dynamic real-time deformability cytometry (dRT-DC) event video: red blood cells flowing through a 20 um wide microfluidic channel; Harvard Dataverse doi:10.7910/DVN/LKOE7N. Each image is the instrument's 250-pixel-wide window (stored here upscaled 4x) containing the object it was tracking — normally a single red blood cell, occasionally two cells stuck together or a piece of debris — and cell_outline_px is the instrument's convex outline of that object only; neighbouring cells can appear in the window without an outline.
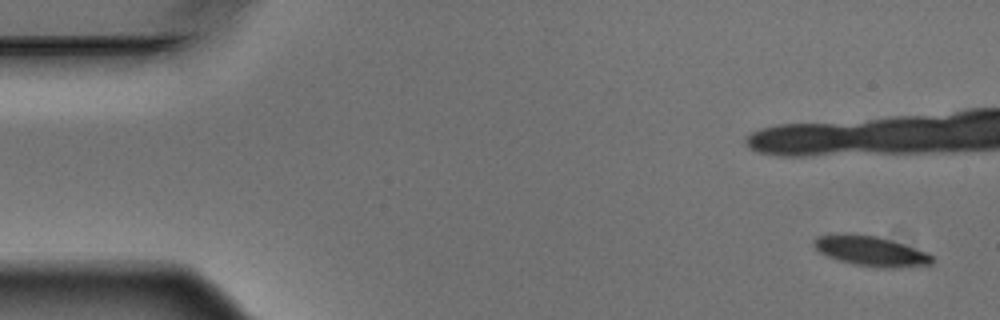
{"species": "Egyptian fruit bat (a non-hibernating species)", "species_latin": "Rousettus aegyptiacus", "temperature_condition": "warm", "stored_images_in_passage": 14, "segment_of_instrument_passage": [1, 2], "camera_frame_rate_fps": 3000, "um_per_image_px": 0.085, "animal": {"sex": "male"}, "frame": {"image": 1, "passage_image": 1, "time_ms": 0.0, "image_size_px": [1000, 320], "cell_outline_px": [[932, 264], [892, 268], [876, 268], [852, 264], [828, 256], [820, 252], [812, 244], [812, 240], [816, 236], [880, 236], [928, 252], [932, 256]], "centroid_in_image_um": [74.08, 21.38], "position_along_channel_um": 10.9, "area_um2": 20.11}}